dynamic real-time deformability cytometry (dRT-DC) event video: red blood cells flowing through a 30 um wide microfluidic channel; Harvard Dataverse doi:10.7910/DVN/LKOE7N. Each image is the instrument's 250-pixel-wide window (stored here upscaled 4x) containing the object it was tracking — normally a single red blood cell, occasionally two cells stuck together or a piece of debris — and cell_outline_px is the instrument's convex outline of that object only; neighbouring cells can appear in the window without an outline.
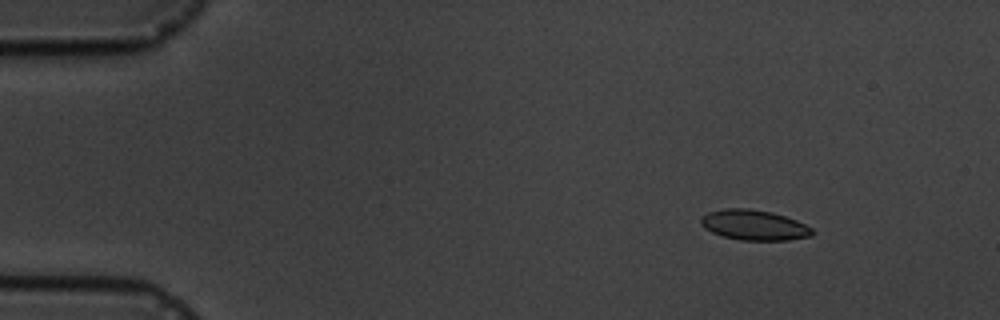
{"species": "common noctule bat (a hibernating species)", "species_latin": "Nyctalus noctula", "temperature_condition": "cold", "stored_images_in_passage": 7, "camera_frame_rate_fps": 3000, "um_per_image_px": 0.085, "animal": {"sex": "male", "body_mass_g": 19.5, "forearm_length_mm": 54.6}, "frame": {"image": 1, "passage_image": 3, "time_ms": 2.333, "image_size_px": [1000, 320], "cell_outline_px": [[812, 236], [788, 240], [740, 240], [724, 236], [712, 232], [704, 228], [700, 224], [700, 216], [708, 212], [724, 208], [748, 208], [772, 212], [796, 220], [812, 228]], "centroid_in_image_um": [64.06, 19.12], "position_along_channel_um": 20.9, "area_um2": 19.65}}
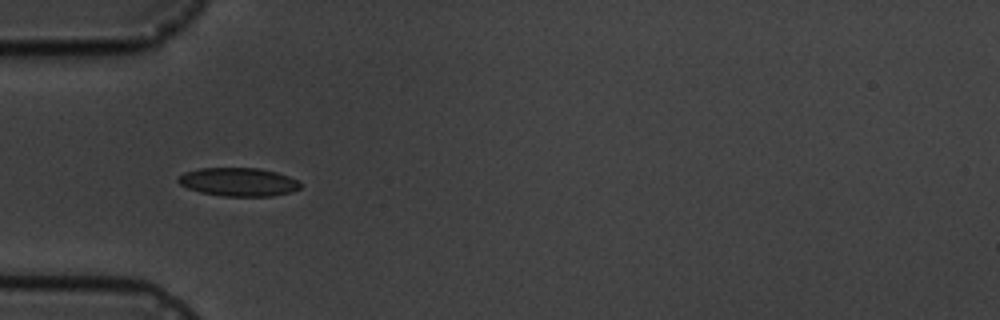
{"frame": {"image": 2, "passage_image": 6, "time_ms": 6.0, "image_size_px": [1000, 320], "cell_outline_px": [[300, 188], [292, 192], [272, 196], [224, 196], [200, 192], [188, 188], [180, 184], [176, 180], [176, 176], [184, 172], [200, 168], [260, 168], [276, 172], [288, 176], [296, 180], [300, 184]], "centroid_in_image_um": [20.23, 15.46], "position_along_channel_um": 64.8, "area_um2": 20.29}}
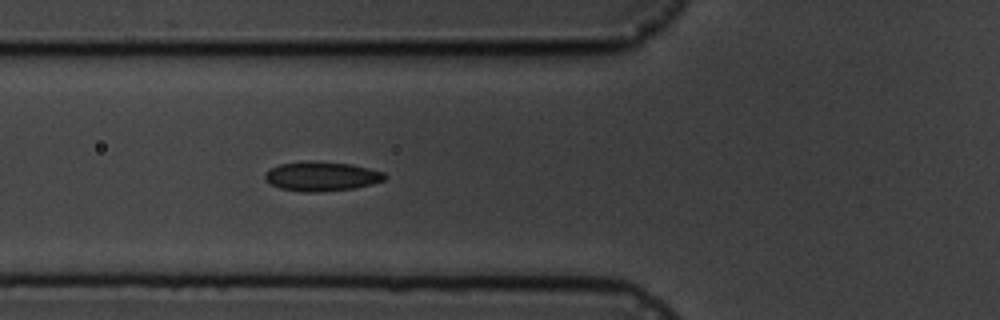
{"frame": {"image": 3, "passage_image": 7, "time_ms": 7.0, "image_size_px": [1000, 320], "cell_outline_px": [[388, 176], [384, 180], [372, 184], [356, 188], [320, 192], [300, 192], [280, 188], [264, 180], [264, 172], [280, 164], [312, 160], [352, 164], [384, 172]], "centroid_in_image_um": [27.34, 14.99], "position_along_channel_um": 98.5, "area_um2": 20.75}}